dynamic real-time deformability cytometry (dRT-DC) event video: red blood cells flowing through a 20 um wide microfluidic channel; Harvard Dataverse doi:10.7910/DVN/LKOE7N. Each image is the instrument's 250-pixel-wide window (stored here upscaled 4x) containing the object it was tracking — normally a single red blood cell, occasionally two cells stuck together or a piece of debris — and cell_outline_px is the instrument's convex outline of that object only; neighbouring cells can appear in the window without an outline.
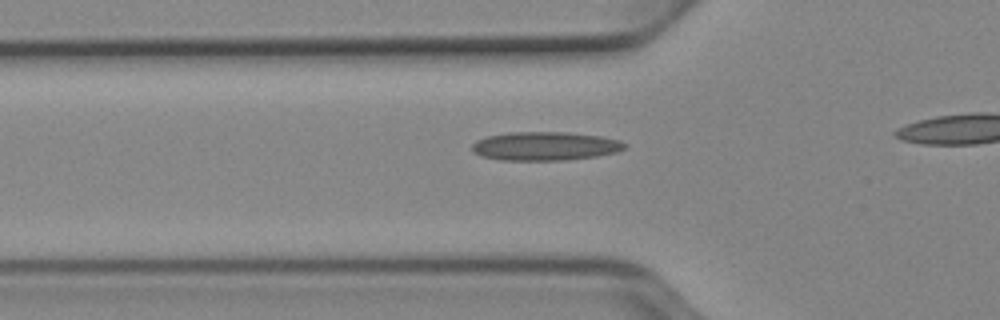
{"species": "Egyptian fruit bat (a non-hibernating species)", "species_latin": "Rousettus aegyptiacus", "temperature_condition": "cold", "stored_images_in_passage": 37, "camera_frame_rate_fps": 3000, "um_per_image_px": 0.085, "animal": {"sex": "female"}, "frame": {"image": 1, "passage_image": 13, "time_ms": 4.0, "image_size_px": [1000, 320], "cell_outline_px": [[628, 144], [624, 148], [616, 152], [596, 156], [568, 160], [500, 160], [480, 156], [472, 152], [472, 144], [476, 140], [488, 136], [508, 132], [568, 132], [600, 136], [620, 140]], "centroid_in_image_um": [46.31, 12.42], "position_along_channel_um": 79.5, "area_um2": 25.66}}
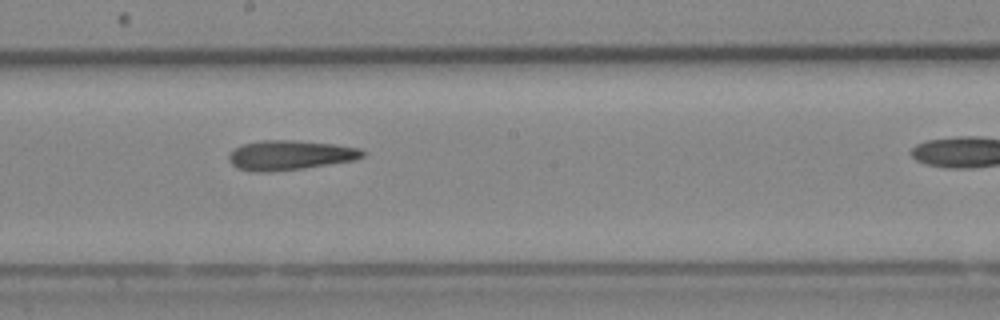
{"frame": {"image": 2, "passage_image": 24, "time_ms": 7.667, "image_size_px": [1000, 320], "cell_outline_px": [[364, 156], [356, 160], [304, 168], [268, 172], [256, 172], [236, 168], [228, 160], [228, 156], [236, 148], [244, 144], [260, 140], [292, 140], [332, 144], [360, 148], [364, 152]], "centroid_in_image_um": [24.64, 13.19], "position_along_channel_um": 223.6, "area_um2": 23.0}}
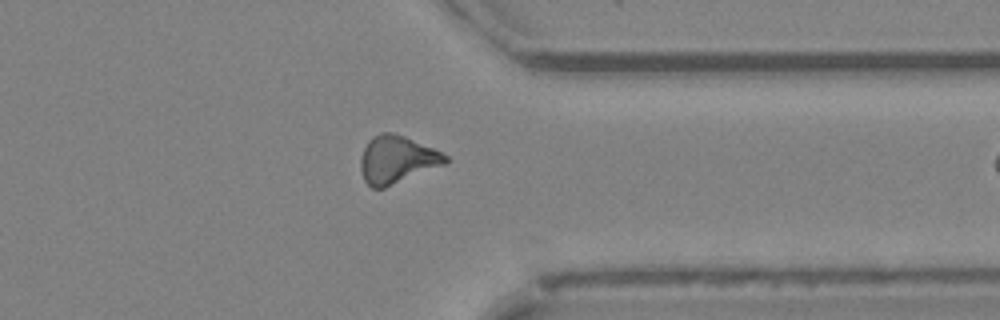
{"frame": {"image": 3, "passage_image": 36, "time_ms": 11.667, "image_size_px": [1000, 320], "cell_outline_px": [[448, 164], [384, 188], [372, 188], [364, 180], [360, 168], [360, 156], [368, 140], [372, 136], [384, 132], [388, 132], [404, 136], [432, 148], [448, 156]], "centroid_in_image_um": [33.73, 13.58], "position_along_channel_um": 377.7, "area_um2": 23.58}}